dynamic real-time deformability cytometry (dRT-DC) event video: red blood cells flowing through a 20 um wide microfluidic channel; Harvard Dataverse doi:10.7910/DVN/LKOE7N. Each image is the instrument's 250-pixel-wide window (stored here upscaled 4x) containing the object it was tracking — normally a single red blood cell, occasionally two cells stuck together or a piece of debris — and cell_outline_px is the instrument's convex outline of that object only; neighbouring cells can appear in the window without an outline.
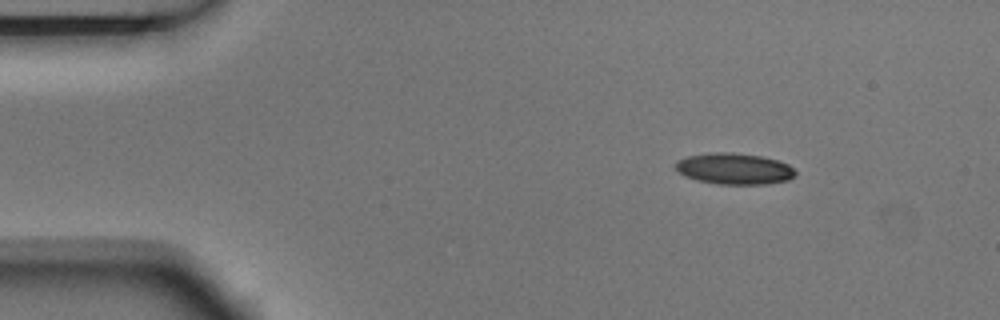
{"species": "Egyptian fruit bat (a non-hibernating species)", "species_latin": "Rousettus aegyptiacus", "temperature_condition": "room temperature", "stored_images_in_passage": 3, "camera_frame_rate_fps": 3000, "um_per_image_px": 0.085, "animal": {"sex": "male"}, "frame": {"image": 1, "passage_image": 1, "time_ms": 0.0, "image_size_px": [1000, 320], "cell_outline_px": [[796, 176], [788, 180], [768, 184], [720, 184], [696, 180], [684, 176], [676, 168], [676, 160], [688, 156], [708, 152], [732, 152], [760, 156], [776, 160], [788, 164], [796, 172]], "centroid_in_image_um": [62.41, 14.34], "position_along_channel_um": 22.6, "area_um2": 21.85}}
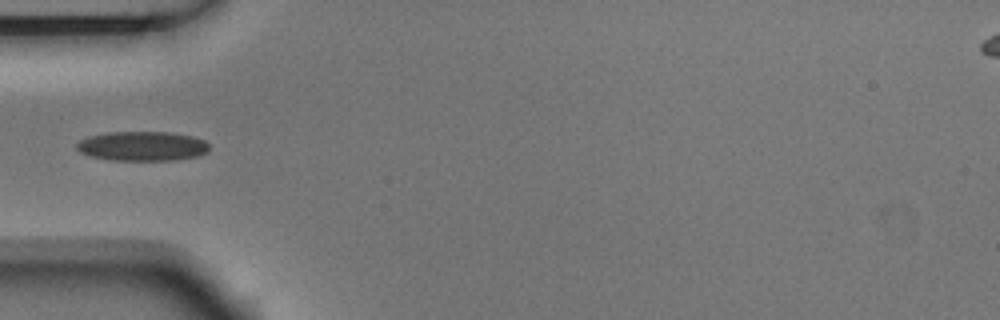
{"frame": {"image": 2, "passage_image": 3, "time_ms": 0.667, "image_size_px": [1000, 320], "cell_outline_px": [[208, 152], [196, 156], [176, 160], [112, 160], [92, 156], [80, 152], [76, 148], [76, 144], [80, 140], [88, 136], [108, 132], [172, 132], [192, 136], [204, 140], [208, 144]], "centroid_in_image_um": [12.1, 12.41], "position_along_channel_um": 72.9, "area_um2": 22.77}}